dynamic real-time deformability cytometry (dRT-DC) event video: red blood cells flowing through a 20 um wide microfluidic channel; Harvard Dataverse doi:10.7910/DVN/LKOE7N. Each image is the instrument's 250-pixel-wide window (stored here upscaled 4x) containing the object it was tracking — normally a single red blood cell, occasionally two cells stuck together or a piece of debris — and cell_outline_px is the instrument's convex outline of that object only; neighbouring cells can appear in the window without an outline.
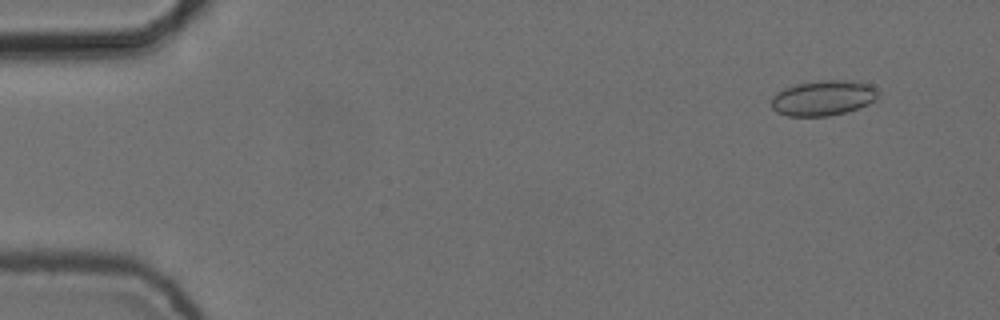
{"species": "common noctule bat (a hibernating species)", "species_latin": "Nyctalus noctula", "temperature_condition": "cold", "stored_images_in_passage": 5, "camera_frame_rate_fps": 3000, "um_per_image_px": 0.085, "animal": {"sex": "female", "body_mass_g": 24.6, "forearm_length_mm": 56.2}, "frame": {"image": 1, "passage_image": 2, "time_ms": 0.333, "image_size_px": [1000, 320], "cell_outline_px": [[880, 92], [876, 100], [860, 108], [828, 116], [788, 116], [776, 112], [772, 108], [772, 96], [776, 92], [784, 88], [796, 84], [824, 80], [848, 80], [872, 84]], "centroid_in_image_um": [70.0, 8.32], "position_along_channel_um": 15.0, "area_um2": 22.14}}
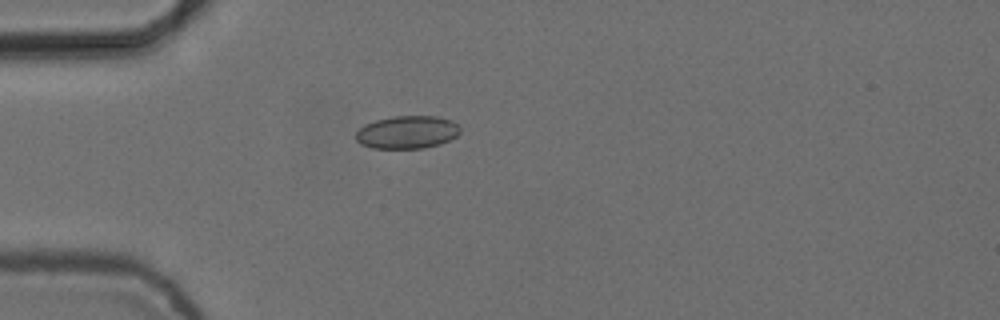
{"frame": {"image": 2, "passage_image": 5, "time_ms": 1.333, "image_size_px": [1000, 320], "cell_outline_px": [[460, 132], [456, 136], [440, 144], [424, 148], [372, 148], [360, 144], [356, 140], [356, 132], [364, 124], [376, 120], [392, 116], [436, 116], [452, 120], [460, 128]], "centroid_in_image_um": [34.6, 11.23], "position_along_channel_um": 50.4, "area_um2": 20.0}}